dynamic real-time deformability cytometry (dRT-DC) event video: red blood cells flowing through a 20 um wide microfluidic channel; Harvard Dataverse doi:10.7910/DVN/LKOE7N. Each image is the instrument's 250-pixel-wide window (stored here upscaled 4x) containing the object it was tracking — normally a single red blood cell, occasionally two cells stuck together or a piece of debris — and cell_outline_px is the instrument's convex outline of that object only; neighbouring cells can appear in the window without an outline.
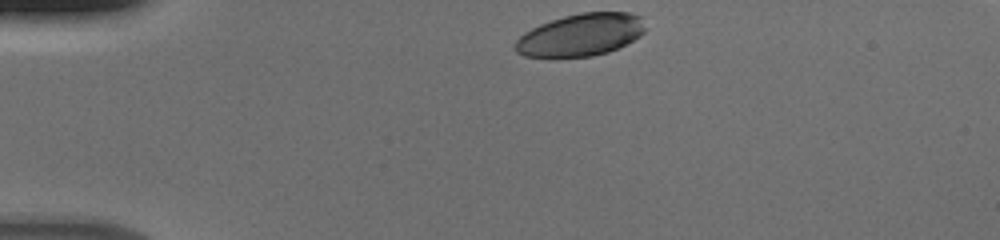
{"species": "human", "species_latin": "Homo sapiens", "temperature_condition": "cold", "stored_images_in_passage": 35, "camera_frame_rate_fps": 3000, "um_per_image_px": 0.085, "donor": {"sex": "male"}, "frame": {"image": 1, "passage_image": 1, "time_ms": 0.0, "image_size_px": [1000, 240], "cell_outline_px": [[644, 32], [640, 36], [608, 52], [592, 56], [556, 60], [552, 60], [524, 56], [516, 52], [516, 40], [524, 32], [540, 24], [564, 16], [580, 12], [628, 12], [640, 16], [644, 28]], "centroid_in_image_um": [49.29, 3.01], "position_along_channel_um": 35.7, "area_um2": 32.66}}
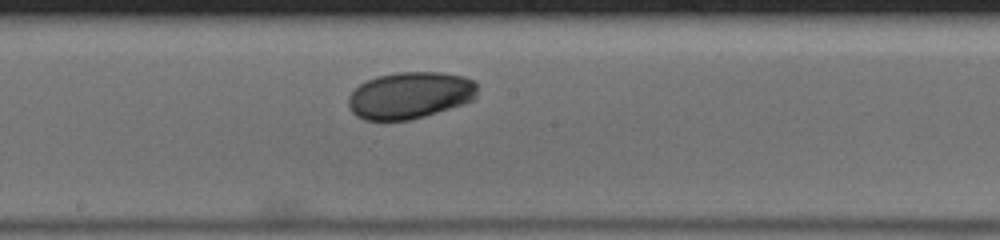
{"frame": {"image": 2, "passage_image": 19, "time_ms": 6.0, "image_size_px": [1000, 240], "cell_outline_px": [[476, 96], [472, 100], [424, 116], [408, 120], [364, 120], [356, 116], [352, 112], [348, 104], [348, 96], [360, 84], [376, 76], [396, 72], [440, 72], [464, 76], [472, 80], [476, 84]], "centroid_in_image_um": [34.81, 8.09], "position_along_channel_um": 213.4, "area_um2": 34.97}}
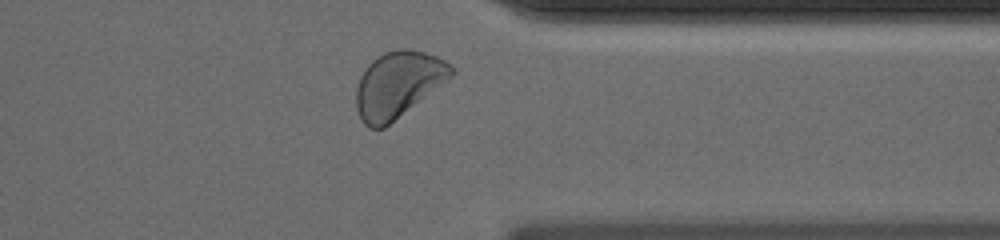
{"frame": {"image": 3, "passage_image": 32, "time_ms": 10.333, "image_size_px": [1000, 240], "cell_outline_px": [[456, 72], [452, 76], [384, 128], [368, 128], [364, 124], [356, 108], [356, 88], [360, 76], [368, 64], [376, 56], [384, 52], [400, 48], [412, 48], [436, 56], [452, 64], [456, 68]], "centroid_in_image_um": [33.83, 7.15], "position_along_channel_um": 377.6, "area_um2": 36.59}}